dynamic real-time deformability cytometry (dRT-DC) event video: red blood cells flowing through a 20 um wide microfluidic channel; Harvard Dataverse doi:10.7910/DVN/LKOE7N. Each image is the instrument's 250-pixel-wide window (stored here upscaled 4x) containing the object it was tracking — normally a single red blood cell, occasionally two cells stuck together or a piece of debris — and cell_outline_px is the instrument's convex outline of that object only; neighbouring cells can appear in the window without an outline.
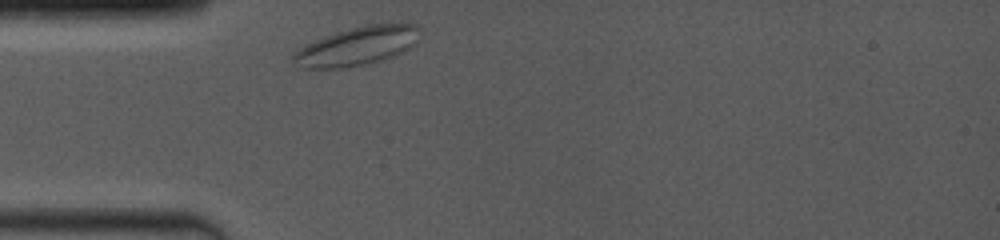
{"species": "common noctule bat (a hibernating species)", "species_latin": "Nyctalus noctula", "temperature_condition": "room temperature", "stored_images_in_passage": 4, "camera_frame_rate_fps": 4000, "um_per_image_px": 0.085, "animal": {"sex": "female", "body_mass_g": 19.0, "forearm_length_mm": 53.3}, "frame": {"image": 1, "passage_image": 1, "time_ms": 0.0, "image_size_px": [1000, 240], "cell_outline_px": [[420, 40], [416, 44], [400, 52], [380, 60], [340, 68], [300, 68], [292, 60], [292, 56], [304, 44], [324, 36], [348, 28], [368, 24], [416, 24], [420, 28]], "centroid_in_image_um": [30.35, 3.9], "position_along_channel_um": 54.6, "area_um2": 28.21}}